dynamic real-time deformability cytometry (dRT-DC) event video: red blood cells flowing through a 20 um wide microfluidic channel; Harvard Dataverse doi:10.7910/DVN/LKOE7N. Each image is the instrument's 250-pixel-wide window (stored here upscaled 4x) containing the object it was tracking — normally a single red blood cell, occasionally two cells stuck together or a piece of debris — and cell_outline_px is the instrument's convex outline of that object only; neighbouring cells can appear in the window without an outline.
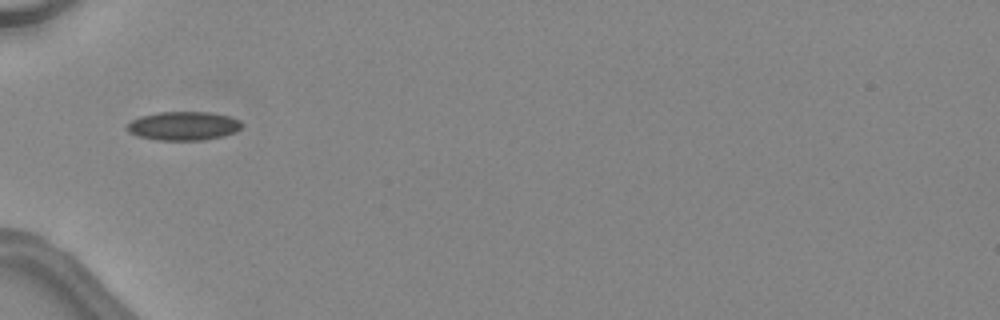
{"species": "common noctule bat (a hibernating species)", "species_latin": "Nyctalus noctula", "temperature_condition": "warm", "stored_images_in_passage": 4, "camera_frame_rate_fps": 3000, "um_per_image_px": 0.085, "animal": {"sex": "female", "body_mass_g": 24.6, "forearm_length_mm": 56.2}, "frame": {"image": 1, "passage_image": 1, "time_ms": 0.0, "image_size_px": [1000, 320], "cell_outline_px": [[244, 124], [236, 132], [224, 136], [204, 140], [156, 140], [136, 136], [128, 132], [124, 128], [132, 120], [140, 116], [156, 112], [212, 112], [228, 116], [240, 120]], "centroid_in_image_um": [15.58, 10.7], "position_along_channel_um": 69.4, "area_um2": 19.54}}